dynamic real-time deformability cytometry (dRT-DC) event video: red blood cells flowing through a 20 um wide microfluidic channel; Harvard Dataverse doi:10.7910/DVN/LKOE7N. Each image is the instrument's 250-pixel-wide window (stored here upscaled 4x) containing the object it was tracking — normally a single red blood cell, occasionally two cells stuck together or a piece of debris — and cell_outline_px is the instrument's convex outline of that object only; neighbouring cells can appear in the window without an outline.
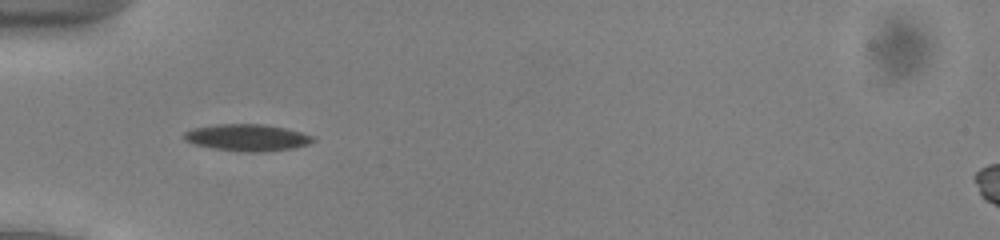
{"species": "common noctule bat (a hibernating species)", "species_latin": "Nyctalus noctula", "temperature_condition": "cold", "stored_images_in_passage": 36, "camera_frame_rate_fps": 3000, "um_per_image_px": 0.085, "animal": {"sex": "male", "body_mass_g": 13.0, "forearm_length_mm": 53.1}, "frame": {"image": 1, "passage_image": 1, "time_ms": 0.0, "image_size_px": [1000, 240], "cell_outline_px": [[316, 140], [308, 144], [292, 148], [264, 152], [244, 152], [216, 148], [196, 144], [184, 140], [184, 132], [192, 128], [216, 124], [264, 124], [288, 128], [316, 136]], "centroid_in_image_um": [21.07, 11.68], "position_along_channel_um": 63.9, "area_um2": 20.23}}
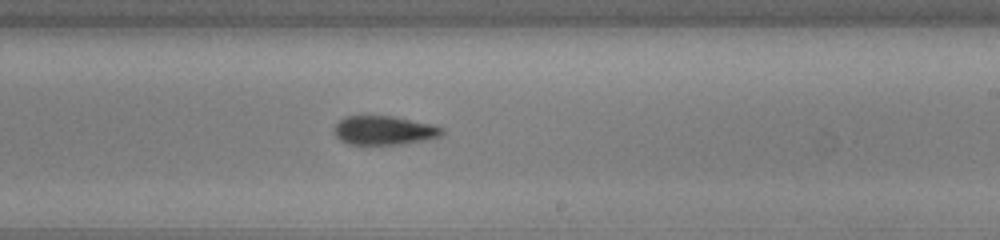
{"frame": {"image": 2, "passage_image": 16, "time_ms": 5.0, "image_size_px": [1000, 240], "cell_outline_px": [[444, 132], [440, 136], [424, 140], [400, 144], [348, 144], [340, 140], [336, 136], [336, 124], [344, 116], [396, 116], [432, 124], [444, 128]], "centroid_in_image_um": [32.68, 11.07], "position_along_channel_um": 256.3, "area_um2": 18.09}}
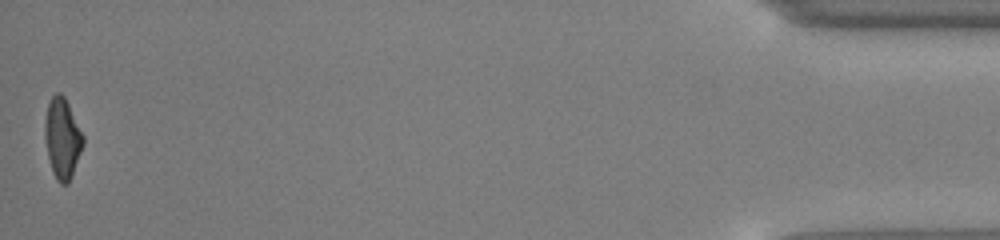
{"frame": {"image": 3, "passage_image": 36, "time_ms": 11.667, "image_size_px": [1000, 240], "cell_outline_px": [[84, 144], [72, 176], [68, 184], [60, 184], [56, 180], [52, 172], [48, 156], [44, 136], [44, 124], [48, 104], [52, 96], [56, 92], [60, 92], [64, 96], [84, 136]], "centroid_in_image_um": [5.3, 11.78], "position_along_channel_um": 429.9, "area_um2": 17.98}, "authors_computed_cell_mechanics": {"area_um2": 18.3804, "velocity_mm_per_s": 3.9292, "shape_relaxation_time_tau1_ms": 3.4141, "shape_relaxation_time_tau2_ms": 4.5559, "deformation_change_tau1": 0.1184, "deformation_change_tau2": 0.1429}}